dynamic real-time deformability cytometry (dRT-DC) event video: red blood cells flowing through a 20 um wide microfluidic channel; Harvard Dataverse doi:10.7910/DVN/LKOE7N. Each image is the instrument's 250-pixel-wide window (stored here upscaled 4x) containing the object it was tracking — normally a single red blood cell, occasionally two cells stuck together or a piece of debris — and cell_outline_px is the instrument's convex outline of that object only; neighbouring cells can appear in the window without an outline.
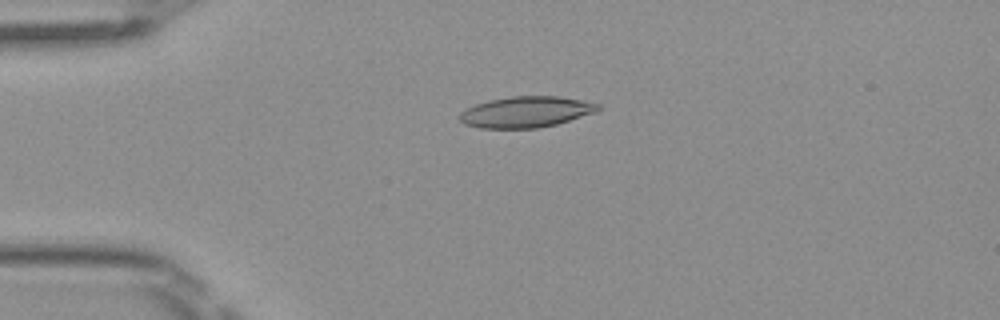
{"species": "Egyptian fruit bat (a non-hibernating species)", "species_latin": "Rousettus aegyptiacus", "temperature_condition": "room temperature", "stored_images_in_passage": 50, "camera_frame_rate_fps": 3000, "um_per_image_px": 0.085, "frame": {"image": 1, "passage_image": 12, "time_ms": 3.667, "image_size_px": [1000, 320], "cell_outline_px": [[600, 108], [596, 112], [556, 124], [536, 128], [480, 128], [464, 124], [456, 116], [464, 108], [488, 100], [512, 96], [560, 96], [600, 104]], "centroid_in_image_um": [44.66, 9.51], "position_along_channel_um": 40.3, "area_um2": 25.09}}
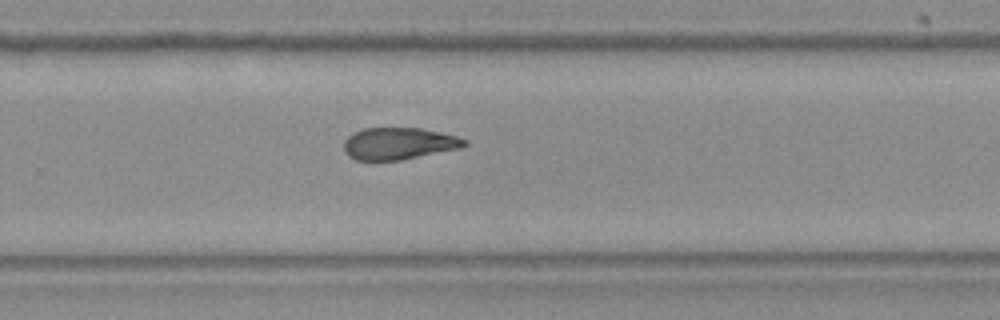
{"frame": {"image": 2, "passage_image": 33, "time_ms": 10.667, "image_size_px": [1000, 320], "cell_outline_px": [[468, 144], [464, 148], [400, 160], [356, 160], [348, 156], [344, 152], [344, 140], [352, 132], [364, 128], [420, 128], [440, 132], [456, 136], [468, 140]], "centroid_in_image_um": [33.91, 12.2], "position_along_channel_um": 295.9, "area_um2": 22.72}}
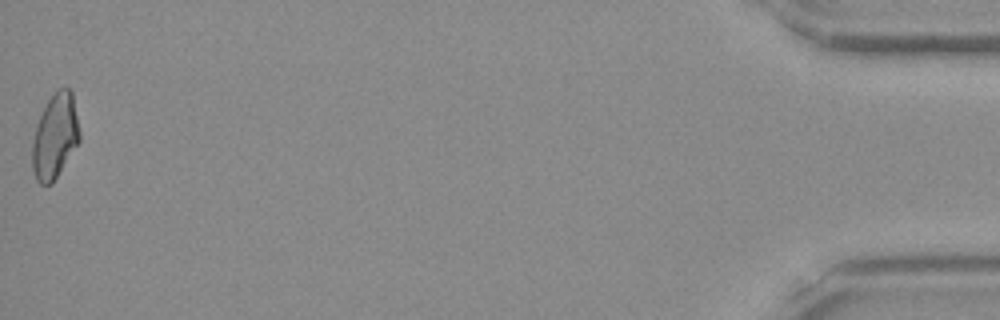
{"frame": {"image": 3, "passage_image": 50, "time_ms": 16.333, "image_size_px": [1000, 320], "cell_outline_px": [[80, 140], [52, 184], [40, 184], [36, 180], [32, 168], [32, 140], [36, 124], [48, 100], [56, 88], [68, 88], [72, 92], [80, 132]], "centroid_in_image_um": [4.66, 11.58], "position_along_channel_um": 430.5, "area_um2": 23.35}, "authors_computed_cell_mechanics": {"area_um2": 23.6113, "velocity_mm_per_s": 4.0647, "shape_relaxation_time_tau1_ms": null, "shape_relaxation_time_tau2_ms": 5.394, "deformation_change_tau1": null, "deformation_change_tau2": 0.1385}}